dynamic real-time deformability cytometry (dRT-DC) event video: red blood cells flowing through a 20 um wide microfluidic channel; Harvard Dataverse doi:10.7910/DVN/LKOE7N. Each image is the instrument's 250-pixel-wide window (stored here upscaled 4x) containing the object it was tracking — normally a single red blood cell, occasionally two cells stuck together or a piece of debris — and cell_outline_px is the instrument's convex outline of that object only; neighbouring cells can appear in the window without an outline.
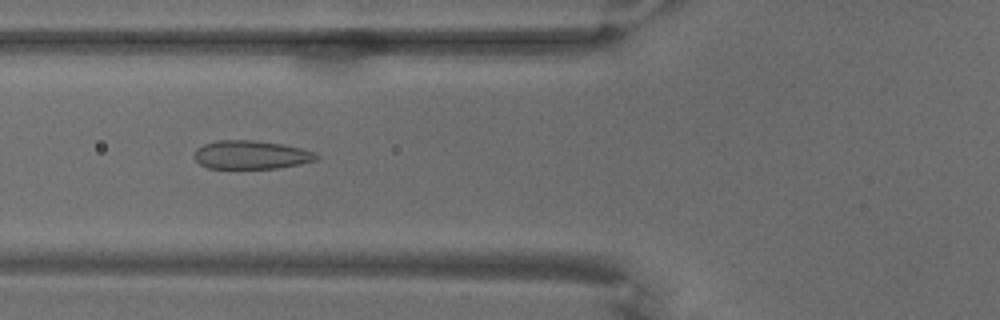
{"species": "common noctule bat (a hibernating species)", "species_latin": "Nyctalus noctula", "temperature_condition": "warm", "stored_images_in_passage": 69, "camera_frame_rate_fps": 3000, "um_per_image_px": 0.085, "animal": {"sex": "male", "body_mass_g": 18.8}, "frame": {"image": 1, "passage_image": 27, "time_ms": 8.667, "image_size_px": [1000, 320], "cell_outline_px": [[320, 156], [316, 160], [300, 164], [280, 168], [208, 168], [200, 164], [192, 156], [196, 148], [204, 144], [216, 140], [252, 140], [284, 144], [300, 148], [312, 152]], "centroid_in_image_um": [21.31, 13.16], "position_along_channel_um": 104.5, "area_um2": 20.35}}
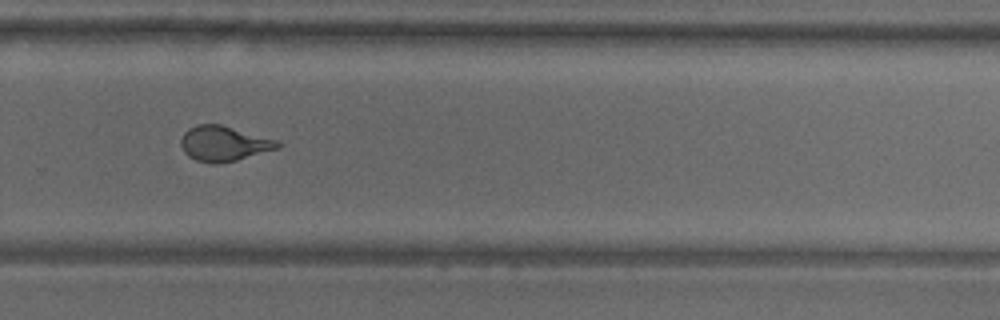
{"frame": {"image": 2, "passage_image": 48, "time_ms": 15.667, "image_size_px": [1000, 320], "cell_outline_px": [[284, 144], [280, 148], [236, 160], [220, 164], [212, 164], [196, 160], [188, 156], [184, 152], [180, 144], [180, 140], [184, 132], [188, 128], [196, 124], [220, 124], [276, 140]], "centroid_in_image_um": [19.01, 12.21], "position_along_channel_um": 310.8, "area_um2": 19.88}}
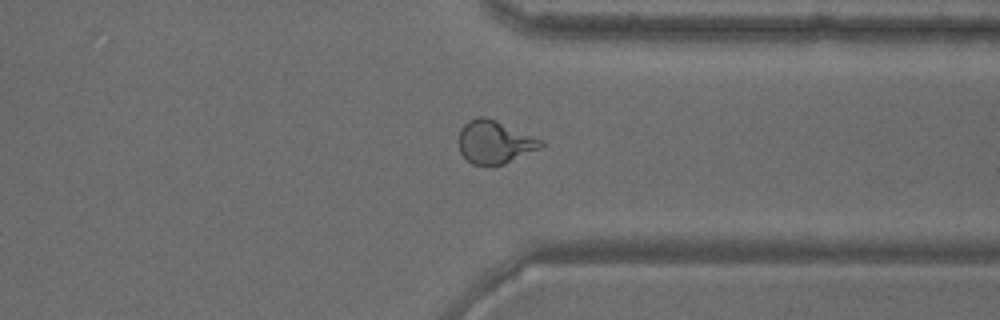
{"frame": {"image": 3, "passage_image": 54, "time_ms": 17.667, "image_size_px": [1000, 320], "cell_outline_px": [[544, 144], [540, 148], [504, 164], [472, 164], [460, 152], [460, 128], [468, 120], [480, 116], [484, 116], [496, 120], [544, 140]], "centroid_in_image_um": [42.06, 12.05], "position_along_channel_um": 369.3, "area_um2": 20.35}}